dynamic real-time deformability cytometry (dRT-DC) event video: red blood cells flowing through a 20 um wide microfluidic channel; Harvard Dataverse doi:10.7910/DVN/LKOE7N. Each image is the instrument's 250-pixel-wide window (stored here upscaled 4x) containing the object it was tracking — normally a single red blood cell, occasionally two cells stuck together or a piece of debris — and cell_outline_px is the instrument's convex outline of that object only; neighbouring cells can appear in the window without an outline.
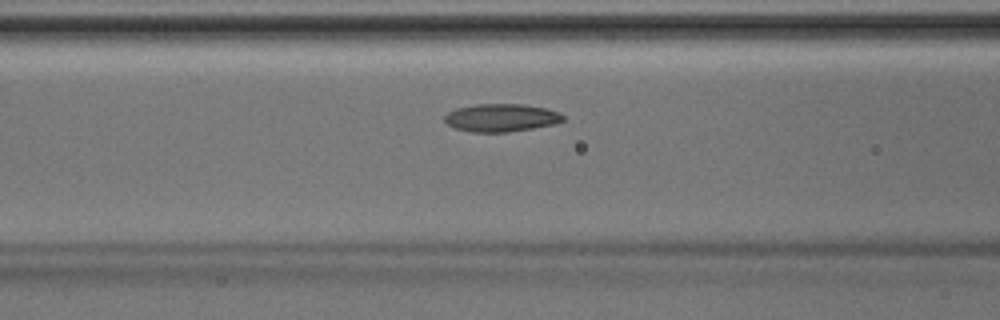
{"species": "Egyptian fruit bat (a non-hibernating species)", "species_latin": "Rousettus aegyptiacus", "temperature_condition": "room temperature", "stored_images_in_passage": 34, "camera_frame_rate_fps": 3000, "um_per_image_px": 0.085, "animal": {"sex": "male"}, "frame": {"image": 1, "passage_image": 9, "time_ms": 2.667, "image_size_px": [1000, 320], "cell_outline_px": [[564, 120], [556, 124], [508, 132], [472, 132], [456, 128], [448, 124], [444, 120], [444, 116], [448, 112], [456, 108], [476, 104], [524, 104], [548, 108], [560, 112], [564, 116]], "centroid_in_image_um": [42.64, 10.0], "position_along_channel_um": 124.0, "area_um2": 19.36}}
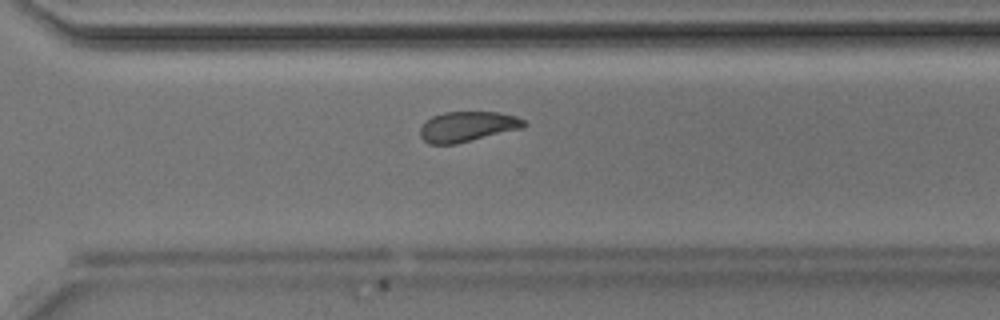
{"frame": {"image": 2, "passage_image": 23, "time_ms": 7.333, "image_size_px": [1000, 320], "cell_outline_px": [[528, 124], [524, 128], [456, 144], [428, 144], [420, 136], [420, 128], [432, 116], [444, 112], [496, 112], [516, 116], [524, 120]], "centroid_in_image_um": [39.76, 10.76], "position_along_channel_um": 330.8, "area_um2": 18.32}}
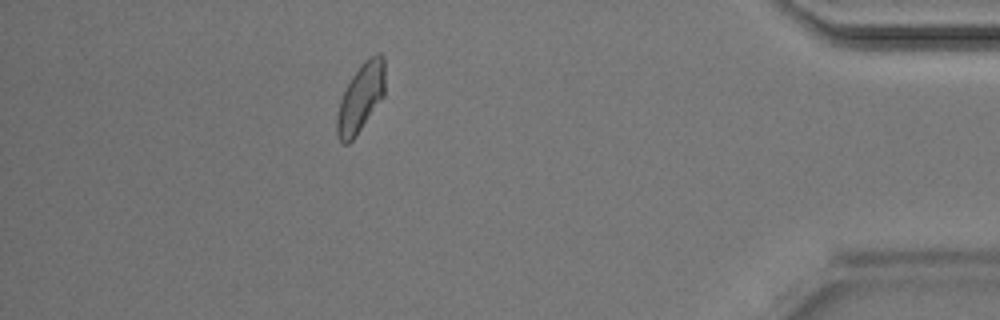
{"frame": {"image": 3, "passage_image": 31, "time_ms": 10.0, "image_size_px": [1000, 320], "cell_outline_px": [[384, 96], [352, 140], [348, 144], [344, 144], [336, 136], [336, 116], [340, 100], [352, 76], [360, 64], [368, 56], [376, 52], [380, 52], [384, 56]], "centroid_in_image_um": [30.65, 8.27], "position_along_channel_um": 404.5, "area_um2": 19.19}}